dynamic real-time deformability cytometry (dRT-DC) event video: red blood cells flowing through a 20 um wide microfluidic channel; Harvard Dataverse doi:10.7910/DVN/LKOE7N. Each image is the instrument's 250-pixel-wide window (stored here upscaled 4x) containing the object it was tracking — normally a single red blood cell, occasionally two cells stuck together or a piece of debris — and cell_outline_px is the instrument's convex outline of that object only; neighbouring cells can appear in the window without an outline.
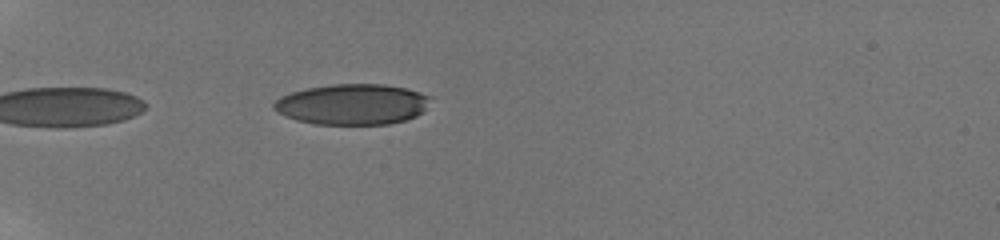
{"species": "human", "species_latin": "Homo sapiens", "temperature_condition": "room temperature", "stored_images_in_passage": 15, "camera_frame_rate_fps": 3000, "um_per_image_px": 0.085, "donor": {"sex": "male"}, "frame": {"image": 1, "passage_image": 3, "time_ms": 0.667, "image_size_px": [1000, 240], "cell_outline_px": [[432, 96], [424, 112], [416, 116], [404, 120], [388, 124], [312, 124], [296, 120], [284, 116], [276, 112], [272, 108], [272, 104], [280, 96], [292, 92], [308, 88], [332, 84], [384, 84], [404, 88], [420, 92]], "centroid_in_image_um": [29.93, 8.87], "position_along_channel_um": 55.1, "area_um2": 37.34}}
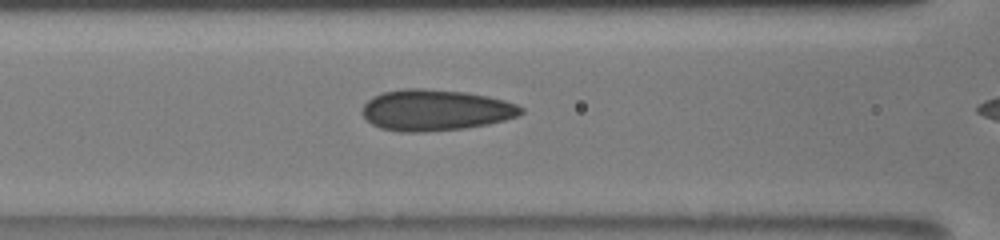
{"frame": {"image": 2, "passage_image": 7, "time_ms": 2.0, "image_size_px": [1000, 240], "cell_outline_px": [[524, 112], [516, 116], [504, 120], [488, 124], [464, 128], [424, 132], [400, 132], [380, 128], [372, 124], [360, 112], [364, 104], [372, 96], [384, 92], [404, 88], [424, 88], [468, 92], [488, 96], [504, 100], [516, 104], [524, 108]], "centroid_in_image_um": [37.0, 9.35], "position_along_channel_um": 129.6, "area_um2": 38.26}}